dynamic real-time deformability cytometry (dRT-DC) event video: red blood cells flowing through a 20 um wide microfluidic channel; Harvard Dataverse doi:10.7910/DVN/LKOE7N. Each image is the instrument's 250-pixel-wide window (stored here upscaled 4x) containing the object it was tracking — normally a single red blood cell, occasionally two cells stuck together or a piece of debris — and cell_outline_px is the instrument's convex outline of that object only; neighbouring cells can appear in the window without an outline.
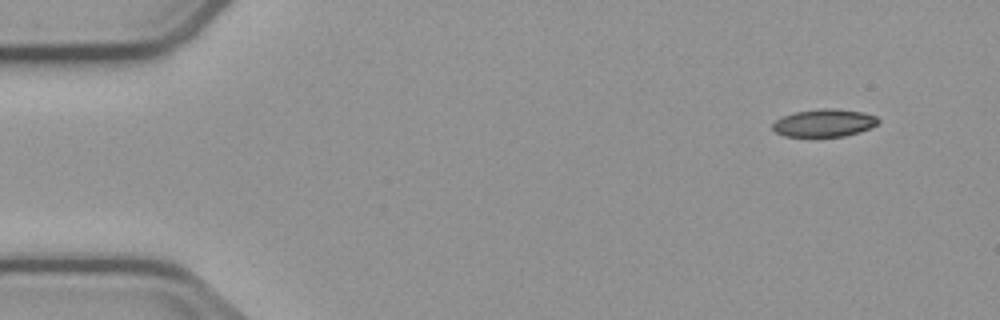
{"species": "common noctule bat (a hibernating species)", "species_latin": "Nyctalus noctula", "temperature_condition": "cold", "stored_images_in_passage": 6, "camera_frame_rate_fps": 3000, "um_per_image_px": 0.085, "animal": {"sex": "male", "body_mass_g": 23.1, "forearm_length_mm": 52.7}, "frame": {"image": 1, "passage_image": 1, "time_ms": 0.0, "image_size_px": [1000, 320], "cell_outline_px": [[880, 120], [876, 124], [860, 132], [844, 136], [784, 136], [776, 132], [772, 128], [772, 124], [776, 120], [792, 112], [820, 108], [832, 108], [864, 112], [876, 116]], "centroid_in_image_um": [70.04, 10.43], "position_along_channel_um": 15.0, "area_um2": 16.99}}
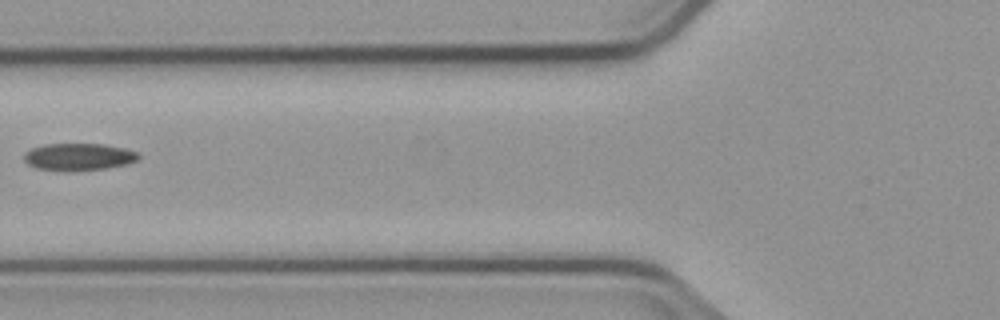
{"frame": {"image": 2, "passage_image": 5, "time_ms": 5.667, "image_size_px": [1000, 320], "cell_outline_px": [[140, 156], [136, 160], [128, 164], [108, 168], [68, 172], [64, 172], [36, 168], [28, 164], [24, 160], [24, 152], [32, 148], [44, 144], [104, 144], [124, 148], [136, 152]], "centroid_in_image_um": [6.66, 13.35], "position_along_channel_um": 119.1, "area_um2": 18.38}}
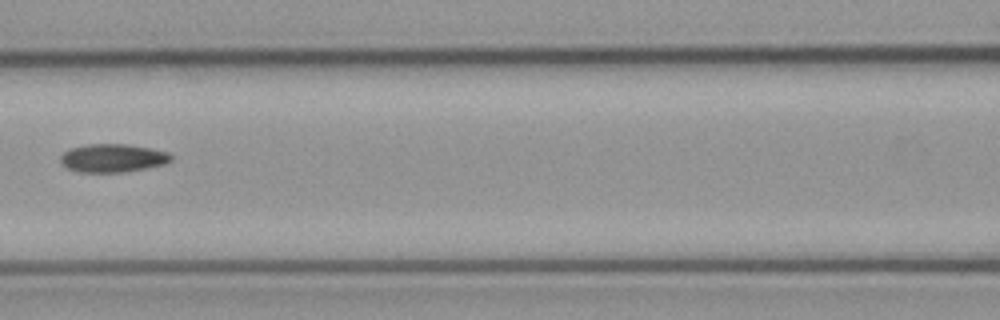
{"frame": {"image": 3, "passage_image": 6, "time_ms": 6.667, "image_size_px": [1000, 320], "cell_outline_px": [[172, 160], [164, 164], [148, 168], [124, 172], [76, 172], [60, 164], [60, 156], [64, 152], [72, 148], [88, 144], [124, 144], [148, 148], [168, 152], [172, 156]], "centroid_in_image_um": [9.56, 13.45], "position_along_channel_um": 157.0, "area_um2": 18.21}}